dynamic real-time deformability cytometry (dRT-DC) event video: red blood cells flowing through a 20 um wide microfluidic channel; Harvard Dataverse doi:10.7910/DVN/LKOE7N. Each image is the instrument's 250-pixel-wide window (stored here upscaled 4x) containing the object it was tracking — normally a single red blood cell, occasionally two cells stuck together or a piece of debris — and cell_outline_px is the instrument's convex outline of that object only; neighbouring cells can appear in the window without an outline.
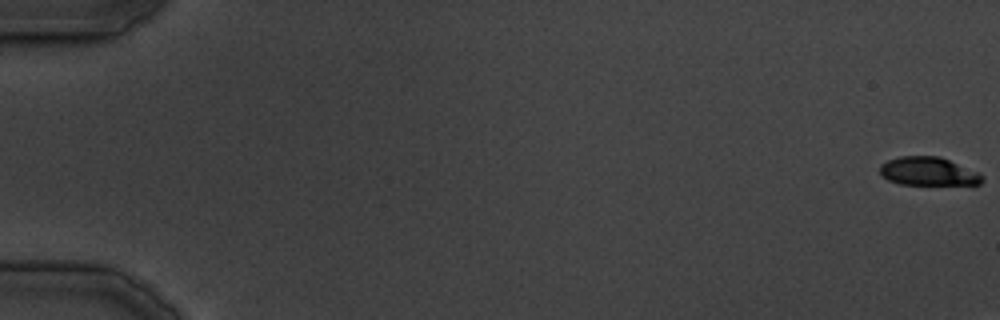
{"species": "common noctule bat (a hibernating species)", "species_latin": "Nyctalus noctula", "temperature_condition": "cold", "stored_images_in_passage": 9, "camera_frame_rate_fps": 3000, "um_per_image_px": 0.085, "animal": {"sex": "male", "body_mass_g": 19.5, "forearm_length_mm": 54.6}, "frame": {"image": 1, "passage_image": 1, "time_ms": 0.0, "image_size_px": [1000, 320], "cell_outline_px": [[984, 180], [980, 184], [900, 184], [888, 180], [880, 172], [880, 164], [888, 160], [900, 156], [940, 156], [976, 172], [984, 176]], "centroid_in_image_um": [78.88, 14.56], "position_along_channel_um": 6.1, "area_um2": 16.7}}